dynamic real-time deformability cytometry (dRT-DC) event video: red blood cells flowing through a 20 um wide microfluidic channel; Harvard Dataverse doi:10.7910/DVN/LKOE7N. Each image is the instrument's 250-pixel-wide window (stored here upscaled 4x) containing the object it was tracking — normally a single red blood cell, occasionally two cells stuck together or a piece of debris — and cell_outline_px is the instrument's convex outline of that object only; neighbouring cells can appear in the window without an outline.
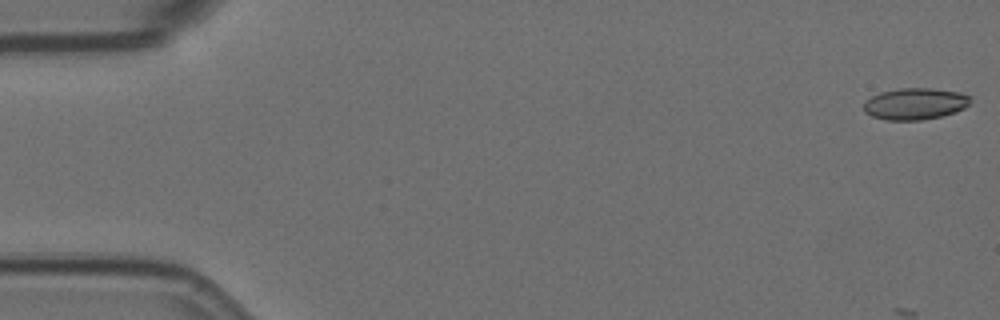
{"species": "Egyptian fruit bat (a non-hibernating species)", "species_latin": "Rousettus aegyptiacus", "temperature_condition": "room temperature", "stored_images_in_passage": 7, "camera_frame_rate_fps": 3000, "um_per_image_px": 0.085, "animal": {"sex": "female"}, "frame": {"image": 1, "passage_image": 1, "time_ms": 0.0, "image_size_px": [1000, 320], "cell_outline_px": [[972, 96], [968, 104], [964, 108], [956, 112], [940, 116], [920, 120], [888, 120], [872, 116], [864, 112], [864, 100], [880, 92], [900, 88], [932, 88], [960, 92]], "centroid_in_image_um": [77.78, 8.81], "position_along_channel_um": 7.2, "area_um2": 19.71}}